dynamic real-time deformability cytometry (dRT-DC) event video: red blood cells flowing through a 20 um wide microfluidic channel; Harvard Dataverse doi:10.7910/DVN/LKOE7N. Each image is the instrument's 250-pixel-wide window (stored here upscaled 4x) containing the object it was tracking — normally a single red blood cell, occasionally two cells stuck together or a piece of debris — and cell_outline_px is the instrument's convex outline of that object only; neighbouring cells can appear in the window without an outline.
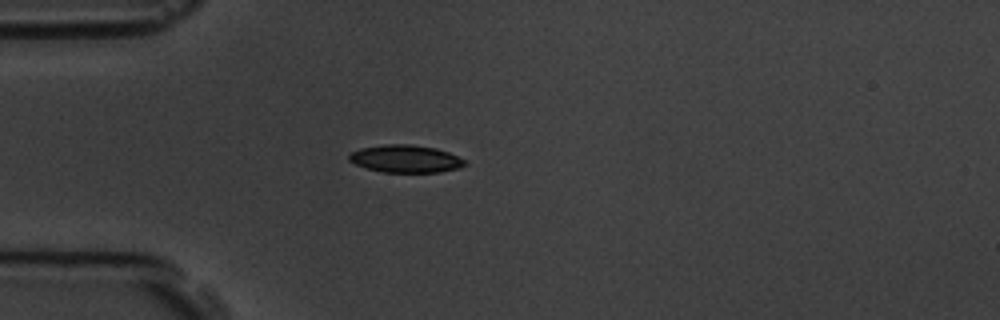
{"species": "common noctule bat (a hibernating species)", "species_latin": "Nyctalus noctula", "temperature_condition": "room temperature", "stored_images_in_passage": 6, "camera_frame_rate_fps": 3000, "um_per_image_px": 0.085, "animal": {"sex": "male", "body_mass_g": 19.5, "forearm_length_mm": 54.6}, "frame": {"image": 1, "passage_image": 4, "time_ms": 3.667, "image_size_px": [1000, 320], "cell_outline_px": [[468, 164], [460, 168], [440, 172], [384, 172], [368, 168], [356, 164], [348, 160], [348, 156], [352, 152], [360, 148], [384, 144], [408, 144], [436, 148], [448, 152], [464, 160]], "centroid_in_image_um": [34.48, 13.49], "position_along_channel_um": 50.5, "area_um2": 18.5}}
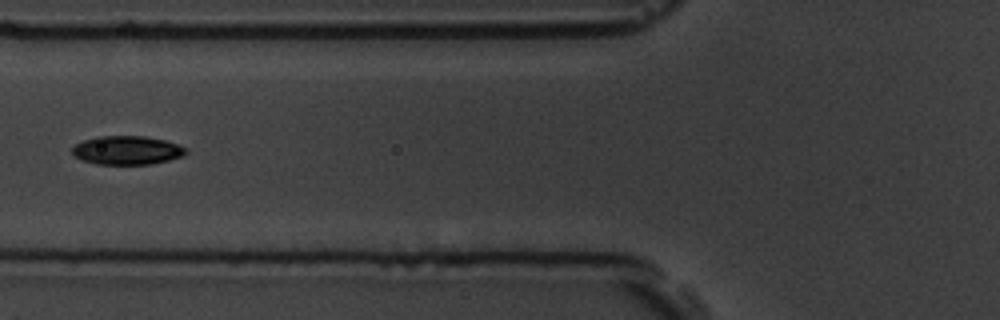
{"frame": {"image": 2, "passage_image": 6, "time_ms": 5.667, "image_size_px": [1000, 320], "cell_outline_px": [[188, 152], [184, 156], [152, 164], [96, 164], [84, 160], [76, 156], [72, 152], [72, 148], [76, 144], [84, 140], [96, 136], [144, 136], [164, 140], [188, 148]], "centroid_in_image_um": [10.83, 12.77], "position_along_channel_um": 115.0, "area_um2": 18.96}}